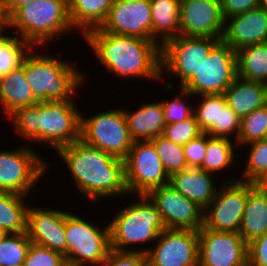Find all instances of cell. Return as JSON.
I'll return each instance as SVG.
<instances>
[{
  "instance_id": "cell-32",
  "label": "cell",
  "mask_w": 267,
  "mask_h": 266,
  "mask_svg": "<svg viewBox=\"0 0 267 266\" xmlns=\"http://www.w3.org/2000/svg\"><path fill=\"white\" fill-rule=\"evenodd\" d=\"M197 106L194 104V117L200 129L209 136L219 137L220 108H223V94L200 95Z\"/></svg>"
},
{
  "instance_id": "cell-15",
  "label": "cell",
  "mask_w": 267,
  "mask_h": 266,
  "mask_svg": "<svg viewBox=\"0 0 267 266\" xmlns=\"http://www.w3.org/2000/svg\"><path fill=\"white\" fill-rule=\"evenodd\" d=\"M154 245L146 254L147 266H198V231L164 229Z\"/></svg>"
},
{
  "instance_id": "cell-35",
  "label": "cell",
  "mask_w": 267,
  "mask_h": 266,
  "mask_svg": "<svg viewBox=\"0 0 267 266\" xmlns=\"http://www.w3.org/2000/svg\"><path fill=\"white\" fill-rule=\"evenodd\" d=\"M30 244L26 232L7 234L0 242V266L23 265Z\"/></svg>"
},
{
  "instance_id": "cell-8",
  "label": "cell",
  "mask_w": 267,
  "mask_h": 266,
  "mask_svg": "<svg viewBox=\"0 0 267 266\" xmlns=\"http://www.w3.org/2000/svg\"><path fill=\"white\" fill-rule=\"evenodd\" d=\"M48 163L31 145L0 150V191L31 196L34 186L48 173Z\"/></svg>"
},
{
  "instance_id": "cell-44",
  "label": "cell",
  "mask_w": 267,
  "mask_h": 266,
  "mask_svg": "<svg viewBox=\"0 0 267 266\" xmlns=\"http://www.w3.org/2000/svg\"><path fill=\"white\" fill-rule=\"evenodd\" d=\"M248 266H267V232L247 244Z\"/></svg>"
},
{
  "instance_id": "cell-9",
  "label": "cell",
  "mask_w": 267,
  "mask_h": 266,
  "mask_svg": "<svg viewBox=\"0 0 267 266\" xmlns=\"http://www.w3.org/2000/svg\"><path fill=\"white\" fill-rule=\"evenodd\" d=\"M236 77V51L220 39L202 61L199 71L182 88L195 97L223 94Z\"/></svg>"
},
{
  "instance_id": "cell-47",
  "label": "cell",
  "mask_w": 267,
  "mask_h": 266,
  "mask_svg": "<svg viewBox=\"0 0 267 266\" xmlns=\"http://www.w3.org/2000/svg\"><path fill=\"white\" fill-rule=\"evenodd\" d=\"M35 0H4L10 14L12 15L18 8L23 5L29 4Z\"/></svg>"
},
{
  "instance_id": "cell-38",
  "label": "cell",
  "mask_w": 267,
  "mask_h": 266,
  "mask_svg": "<svg viewBox=\"0 0 267 266\" xmlns=\"http://www.w3.org/2000/svg\"><path fill=\"white\" fill-rule=\"evenodd\" d=\"M179 95H175L174 99H169L161 102L164 109V120L166 124L181 122L191 118L194 114V108L191 104H187L193 95L182 87H179ZM185 99V100H184ZM165 100V101H164Z\"/></svg>"
},
{
  "instance_id": "cell-26",
  "label": "cell",
  "mask_w": 267,
  "mask_h": 266,
  "mask_svg": "<svg viewBox=\"0 0 267 266\" xmlns=\"http://www.w3.org/2000/svg\"><path fill=\"white\" fill-rule=\"evenodd\" d=\"M115 0H68L69 19L74 30L84 36L93 29L100 28L106 20Z\"/></svg>"
},
{
  "instance_id": "cell-11",
  "label": "cell",
  "mask_w": 267,
  "mask_h": 266,
  "mask_svg": "<svg viewBox=\"0 0 267 266\" xmlns=\"http://www.w3.org/2000/svg\"><path fill=\"white\" fill-rule=\"evenodd\" d=\"M76 103L72 98L40 102L39 143L57 151L80 139L81 110Z\"/></svg>"
},
{
  "instance_id": "cell-28",
  "label": "cell",
  "mask_w": 267,
  "mask_h": 266,
  "mask_svg": "<svg viewBox=\"0 0 267 266\" xmlns=\"http://www.w3.org/2000/svg\"><path fill=\"white\" fill-rule=\"evenodd\" d=\"M237 55V76L262 83L267 82V42L239 48Z\"/></svg>"
},
{
  "instance_id": "cell-12",
  "label": "cell",
  "mask_w": 267,
  "mask_h": 266,
  "mask_svg": "<svg viewBox=\"0 0 267 266\" xmlns=\"http://www.w3.org/2000/svg\"><path fill=\"white\" fill-rule=\"evenodd\" d=\"M129 194L146 195L154 188L169 184L170 176L151 141H135L123 159Z\"/></svg>"
},
{
  "instance_id": "cell-33",
  "label": "cell",
  "mask_w": 267,
  "mask_h": 266,
  "mask_svg": "<svg viewBox=\"0 0 267 266\" xmlns=\"http://www.w3.org/2000/svg\"><path fill=\"white\" fill-rule=\"evenodd\" d=\"M40 102L21 107L12 112L7 119H11L15 133L23 140L39 143ZM13 121V122H12Z\"/></svg>"
},
{
  "instance_id": "cell-22",
  "label": "cell",
  "mask_w": 267,
  "mask_h": 266,
  "mask_svg": "<svg viewBox=\"0 0 267 266\" xmlns=\"http://www.w3.org/2000/svg\"><path fill=\"white\" fill-rule=\"evenodd\" d=\"M123 109L132 140L150 141L162 135L166 122L161 101L142 104L138 109Z\"/></svg>"
},
{
  "instance_id": "cell-3",
  "label": "cell",
  "mask_w": 267,
  "mask_h": 266,
  "mask_svg": "<svg viewBox=\"0 0 267 266\" xmlns=\"http://www.w3.org/2000/svg\"><path fill=\"white\" fill-rule=\"evenodd\" d=\"M124 208L118 209L116 215L108 221L111 249L122 252H140L147 254L159 234L165 229L155 205L146 195H136ZM145 244L143 249L135 246ZM134 245V247H133ZM130 247V250H129ZM132 247L134 249H132ZM136 249V250H135Z\"/></svg>"
},
{
  "instance_id": "cell-49",
  "label": "cell",
  "mask_w": 267,
  "mask_h": 266,
  "mask_svg": "<svg viewBox=\"0 0 267 266\" xmlns=\"http://www.w3.org/2000/svg\"><path fill=\"white\" fill-rule=\"evenodd\" d=\"M7 232L0 228V242L7 236Z\"/></svg>"
},
{
  "instance_id": "cell-45",
  "label": "cell",
  "mask_w": 267,
  "mask_h": 266,
  "mask_svg": "<svg viewBox=\"0 0 267 266\" xmlns=\"http://www.w3.org/2000/svg\"><path fill=\"white\" fill-rule=\"evenodd\" d=\"M261 0H221L224 19L259 7Z\"/></svg>"
},
{
  "instance_id": "cell-7",
  "label": "cell",
  "mask_w": 267,
  "mask_h": 266,
  "mask_svg": "<svg viewBox=\"0 0 267 266\" xmlns=\"http://www.w3.org/2000/svg\"><path fill=\"white\" fill-rule=\"evenodd\" d=\"M80 139L124 159L133 145L123 108H113L85 118L81 114Z\"/></svg>"
},
{
  "instance_id": "cell-27",
  "label": "cell",
  "mask_w": 267,
  "mask_h": 266,
  "mask_svg": "<svg viewBox=\"0 0 267 266\" xmlns=\"http://www.w3.org/2000/svg\"><path fill=\"white\" fill-rule=\"evenodd\" d=\"M152 41L162 46L179 35L180 0H150Z\"/></svg>"
},
{
  "instance_id": "cell-36",
  "label": "cell",
  "mask_w": 267,
  "mask_h": 266,
  "mask_svg": "<svg viewBox=\"0 0 267 266\" xmlns=\"http://www.w3.org/2000/svg\"><path fill=\"white\" fill-rule=\"evenodd\" d=\"M150 141L154 144L160 160L169 176L188 168L183 146L166 139L162 135L157 136Z\"/></svg>"
},
{
  "instance_id": "cell-1",
  "label": "cell",
  "mask_w": 267,
  "mask_h": 266,
  "mask_svg": "<svg viewBox=\"0 0 267 266\" xmlns=\"http://www.w3.org/2000/svg\"><path fill=\"white\" fill-rule=\"evenodd\" d=\"M56 153L63 159L74 179L77 191L93 201L128 194L124 160L78 139L60 147Z\"/></svg>"
},
{
  "instance_id": "cell-20",
  "label": "cell",
  "mask_w": 267,
  "mask_h": 266,
  "mask_svg": "<svg viewBox=\"0 0 267 266\" xmlns=\"http://www.w3.org/2000/svg\"><path fill=\"white\" fill-rule=\"evenodd\" d=\"M222 39L235 51L267 42V11L256 7L225 19Z\"/></svg>"
},
{
  "instance_id": "cell-46",
  "label": "cell",
  "mask_w": 267,
  "mask_h": 266,
  "mask_svg": "<svg viewBox=\"0 0 267 266\" xmlns=\"http://www.w3.org/2000/svg\"><path fill=\"white\" fill-rule=\"evenodd\" d=\"M12 27V15L10 14L4 0H0V37L8 35L5 28ZM5 32V33H4Z\"/></svg>"
},
{
  "instance_id": "cell-40",
  "label": "cell",
  "mask_w": 267,
  "mask_h": 266,
  "mask_svg": "<svg viewBox=\"0 0 267 266\" xmlns=\"http://www.w3.org/2000/svg\"><path fill=\"white\" fill-rule=\"evenodd\" d=\"M65 257L49 248L31 243L26 257L24 266H64Z\"/></svg>"
},
{
  "instance_id": "cell-41",
  "label": "cell",
  "mask_w": 267,
  "mask_h": 266,
  "mask_svg": "<svg viewBox=\"0 0 267 266\" xmlns=\"http://www.w3.org/2000/svg\"><path fill=\"white\" fill-rule=\"evenodd\" d=\"M241 119L227 105L223 95V108H220L219 116V137L231 139L236 142L240 130ZM232 135H234L232 137Z\"/></svg>"
},
{
  "instance_id": "cell-10",
  "label": "cell",
  "mask_w": 267,
  "mask_h": 266,
  "mask_svg": "<svg viewBox=\"0 0 267 266\" xmlns=\"http://www.w3.org/2000/svg\"><path fill=\"white\" fill-rule=\"evenodd\" d=\"M220 39L178 35L161 46V75L179 78L183 87L198 71L204 58Z\"/></svg>"
},
{
  "instance_id": "cell-5",
  "label": "cell",
  "mask_w": 267,
  "mask_h": 266,
  "mask_svg": "<svg viewBox=\"0 0 267 266\" xmlns=\"http://www.w3.org/2000/svg\"><path fill=\"white\" fill-rule=\"evenodd\" d=\"M11 28L34 47L50 45L57 36L74 30L68 0H35L23 5L12 14Z\"/></svg>"
},
{
  "instance_id": "cell-50",
  "label": "cell",
  "mask_w": 267,
  "mask_h": 266,
  "mask_svg": "<svg viewBox=\"0 0 267 266\" xmlns=\"http://www.w3.org/2000/svg\"><path fill=\"white\" fill-rule=\"evenodd\" d=\"M260 7L267 11V0H261Z\"/></svg>"
},
{
  "instance_id": "cell-30",
  "label": "cell",
  "mask_w": 267,
  "mask_h": 266,
  "mask_svg": "<svg viewBox=\"0 0 267 266\" xmlns=\"http://www.w3.org/2000/svg\"><path fill=\"white\" fill-rule=\"evenodd\" d=\"M232 141L234 140L207 134L206 154L199 168L213 175L226 171L230 166L234 168L232 163L236 164L234 161L237 152L236 155L234 152L238 146Z\"/></svg>"
},
{
  "instance_id": "cell-19",
  "label": "cell",
  "mask_w": 267,
  "mask_h": 266,
  "mask_svg": "<svg viewBox=\"0 0 267 266\" xmlns=\"http://www.w3.org/2000/svg\"><path fill=\"white\" fill-rule=\"evenodd\" d=\"M27 210L26 233L31 243L67 254L65 235L66 211L48 207H31Z\"/></svg>"
},
{
  "instance_id": "cell-21",
  "label": "cell",
  "mask_w": 267,
  "mask_h": 266,
  "mask_svg": "<svg viewBox=\"0 0 267 266\" xmlns=\"http://www.w3.org/2000/svg\"><path fill=\"white\" fill-rule=\"evenodd\" d=\"M215 178L213 174L200 168L188 167L173 173L169 185L204 210L215 198L217 192Z\"/></svg>"
},
{
  "instance_id": "cell-18",
  "label": "cell",
  "mask_w": 267,
  "mask_h": 266,
  "mask_svg": "<svg viewBox=\"0 0 267 266\" xmlns=\"http://www.w3.org/2000/svg\"><path fill=\"white\" fill-rule=\"evenodd\" d=\"M100 29L111 34L152 40L150 0H115Z\"/></svg>"
},
{
  "instance_id": "cell-4",
  "label": "cell",
  "mask_w": 267,
  "mask_h": 266,
  "mask_svg": "<svg viewBox=\"0 0 267 266\" xmlns=\"http://www.w3.org/2000/svg\"><path fill=\"white\" fill-rule=\"evenodd\" d=\"M34 47L22 62L24 76L39 102L74 98L85 76L70 61L54 55H37ZM51 56V57H50ZM84 82V83H83Z\"/></svg>"
},
{
  "instance_id": "cell-34",
  "label": "cell",
  "mask_w": 267,
  "mask_h": 266,
  "mask_svg": "<svg viewBox=\"0 0 267 266\" xmlns=\"http://www.w3.org/2000/svg\"><path fill=\"white\" fill-rule=\"evenodd\" d=\"M267 131V105L256 109L247 116L241 118L240 130L236 139V144L246 146L254 141L264 139Z\"/></svg>"
},
{
  "instance_id": "cell-17",
  "label": "cell",
  "mask_w": 267,
  "mask_h": 266,
  "mask_svg": "<svg viewBox=\"0 0 267 266\" xmlns=\"http://www.w3.org/2000/svg\"><path fill=\"white\" fill-rule=\"evenodd\" d=\"M221 0H180L179 35L222 39Z\"/></svg>"
},
{
  "instance_id": "cell-2",
  "label": "cell",
  "mask_w": 267,
  "mask_h": 266,
  "mask_svg": "<svg viewBox=\"0 0 267 266\" xmlns=\"http://www.w3.org/2000/svg\"><path fill=\"white\" fill-rule=\"evenodd\" d=\"M95 57L116 77L163 81L161 75V46L152 40L136 36L116 35L100 28L84 36ZM159 79V80H158Z\"/></svg>"
},
{
  "instance_id": "cell-39",
  "label": "cell",
  "mask_w": 267,
  "mask_h": 266,
  "mask_svg": "<svg viewBox=\"0 0 267 266\" xmlns=\"http://www.w3.org/2000/svg\"><path fill=\"white\" fill-rule=\"evenodd\" d=\"M202 133L203 131L193 115L187 120L166 124L162 136L178 145L184 146Z\"/></svg>"
},
{
  "instance_id": "cell-24",
  "label": "cell",
  "mask_w": 267,
  "mask_h": 266,
  "mask_svg": "<svg viewBox=\"0 0 267 266\" xmlns=\"http://www.w3.org/2000/svg\"><path fill=\"white\" fill-rule=\"evenodd\" d=\"M38 102L25 79L22 65L0 77V110L4 117H8L18 108Z\"/></svg>"
},
{
  "instance_id": "cell-6",
  "label": "cell",
  "mask_w": 267,
  "mask_h": 266,
  "mask_svg": "<svg viewBox=\"0 0 267 266\" xmlns=\"http://www.w3.org/2000/svg\"><path fill=\"white\" fill-rule=\"evenodd\" d=\"M65 235L67 254L64 257L73 264L102 266L111 250L108 223L100 228L66 211Z\"/></svg>"
},
{
  "instance_id": "cell-16",
  "label": "cell",
  "mask_w": 267,
  "mask_h": 266,
  "mask_svg": "<svg viewBox=\"0 0 267 266\" xmlns=\"http://www.w3.org/2000/svg\"><path fill=\"white\" fill-rule=\"evenodd\" d=\"M146 196L158 210L165 229L199 231L203 227L204 210L169 184L152 189Z\"/></svg>"
},
{
  "instance_id": "cell-51",
  "label": "cell",
  "mask_w": 267,
  "mask_h": 266,
  "mask_svg": "<svg viewBox=\"0 0 267 266\" xmlns=\"http://www.w3.org/2000/svg\"><path fill=\"white\" fill-rule=\"evenodd\" d=\"M64 266H88V265H78V264H73L71 262L66 261Z\"/></svg>"
},
{
  "instance_id": "cell-42",
  "label": "cell",
  "mask_w": 267,
  "mask_h": 266,
  "mask_svg": "<svg viewBox=\"0 0 267 266\" xmlns=\"http://www.w3.org/2000/svg\"><path fill=\"white\" fill-rule=\"evenodd\" d=\"M207 133L190 140L183 146L184 155L189 168H199L206 154Z\"/></svg>"
},
{
  "instance_id": "cell-43",
  "label": "cell",
  "mask_w": 267,
  "mask_h": 266,
  "mask_svg": "<svg viewBox=\"0 0 267 266\" xmlns=\"http://www.w3.org/2000/svg\"><path fill=\"white\" fill-rule=\"evenodd\" d=\"M102 266H147V255L111 249Z\"/></svg>"
},
{
  "instance_id": "cell-48",
  "label": "cell",
  "mask_w": 267,
  "mask_h": 266,
  "mask_svg": "<svg viewBox=\"0 0 267 266\" xmlns=\"http://www.w3.org/2000/svg\"><path fill=\"white\" fill-rule=\"evenodd\" d=\"M254 185L258 189L267 192V171L254 182Z\"/></svg>"
},
{
  "instance_id": "cell-13",
  "label": "cell",
  "mask_w": 267,
  "mask_h": 266,
  "mask_svg": "<svg viewBox=\"0 0 267 266\" xmlns=\"http://www.w3.org/2000/svg\"><path fill=\"white\" fill-rule=\"evenodd\" d=\"M221 186L217 187L215 198L204 209L203 226L215 231L238 233L248 192L255 185L233 178Z\"/></svg>"
},
{
  "instance_id": "cell-23",
  "label": "cell",
  "mask_w": 267,
  "mask_h": 266,
  "mask_svg": "<svg viewBox=\"0 0 267 266\" xmlns=\"http://www.w3.org/2000/svg\"><path fill=\"white\" fill-rule=\"evenodd\" d=\"M223 95L227 105L240 119L267 105L266 84L238 76Z\"/></svg>"
},
{
  "instance_id": "cell-29",
  "label": "cell",
  "mask_w": 267,
  "mask_h": 266,
  "mask_svg": "<svg viewBox=\"0 0 267 266\" xmlns=\"http://www.w3.org/2000/svg\"><path fill=\"white\" fill-rule=\"evenodd\" d=\"M25 198L28 196L0 191V228L8 234L26 232L29 205Z\"/></svg>"
},
{
  "instance_id": "cell-25",
  "label": "cell",
  "mask_w": 267,
  "mask_h": 266,
  "mask_svg": "<svg viewBox=\"0 0 267 266\" xmlns=\"http://www.w3.org/2000/svg\"><path fill=\"white\" fill-rule=\"evenodd\" d=\"M267 232V192L254 186L249 192L239 234L248 244Z\"/></svg>"
},
{
  "instance_id": "cell-52",
  "label": "cell",
  "mask_w": 267,
  "mask_h": 266,
  "mask_svg": "<svg viewBox=\"0 0 267 266\" xmlns=\"http://www.w3.org/2000/svg\"><path fill=\"white\" fill-rule=\"evenodd\" d=\"M264 140H266V141H267V131H266V134H265Z\"/></svg>"
},
{
  "instance_id": "cell-14",
  "label": "cell",
  "mask_w": 267,
  "mask_h": 266,
  "mask_svg": "<svg viewBox=\"0 0 267 266\" xmlns=\"http://www.w3.org/2000/svg\"><path fill=\"white\" fill-rule=\"evenodd\" d=\"M198 266H248L247 243L239 233L198 231Z\"/></svg>"
},
{
  "instance_id": "cell-31",
  "label": "cell",
  "mask_w": 267,
  "mask_h": 266,
  "mask_svg": "<svg viewBox=\"0 0 267 266\" xmlns=\"http://www.w3.org/2000/svg\"><path fill=\"white\" fill-rule=\"evenodd\" d=\"M33 47L14 32L0 37V77L20 67Z\"/></svg>"
},
{
  "instance_id": "cell-37",
  "label": "cell",
  "mask_w": 267,
  "mask_h": 266,
  "mask_svg": "<svg viewBox=\"0 0 267 266\" xmlns=\"http://www.w3.org/2000/svg\"><path fill=\"white\" fill-rule=\"evenodd\" d=\"M248 158L241 172V177L237 180L254 183L261 175L267 171V141L262 139L247 144Z\"/></svg>"
}]
</instances>
